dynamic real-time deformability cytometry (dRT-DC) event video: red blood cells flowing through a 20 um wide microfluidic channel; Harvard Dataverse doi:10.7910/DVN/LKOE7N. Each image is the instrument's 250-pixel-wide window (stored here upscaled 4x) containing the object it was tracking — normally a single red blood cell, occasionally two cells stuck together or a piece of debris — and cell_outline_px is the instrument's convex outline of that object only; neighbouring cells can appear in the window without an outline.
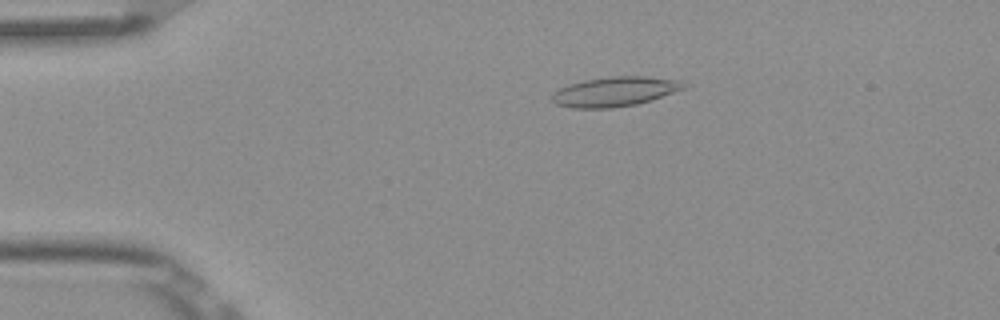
{"species": "Egyptian fruit bat (a non-hibernating species)", "species_latin": "Rousettus aegyptiacus", "temperature_condition": "room temperature", "stored_images_in_passage": 7, "camera_frame_rate_fps": 3000, "um_per_image_px": 0.085, "frame": {"image": 1, "passage_image": 4, "time_ms": 1.0, "image_size_px": [1000, 320], "cell_outline_px": [[688, 84], [684, 88], [652, 100], [636, 104], [612, 108], [572, 108], [556, 104], [552, 100], [552, 92], [568, 84], [584, 80], [608, 76], [644, 76], [680, 80]], "centroid_in_image_um": [52.25, 7.78], "position_along_channel_um": 32.8, "area_um2": 22.83}}
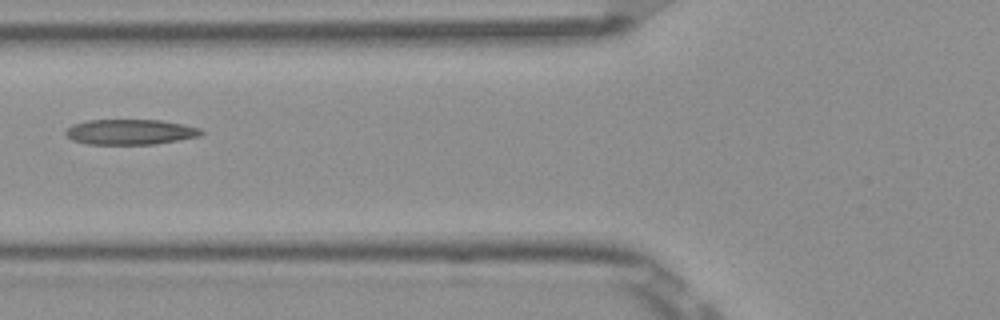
{"frame": {"image": 2, "passage_image": 6, "time_ms": 1.667, "image_size_px": [1000, 320], "cell_outline_px": [[204, 132], [200, 136], [156, 144], [88, 144], [72, 140], [64, 132], [72, 124], [88, 120], [160, 120], [184, 124], [200, 128]], "centroid_in_image_um": [11.08, 11.21], "position_along_channel_um": 114.7, "area_um2": 20.0}}
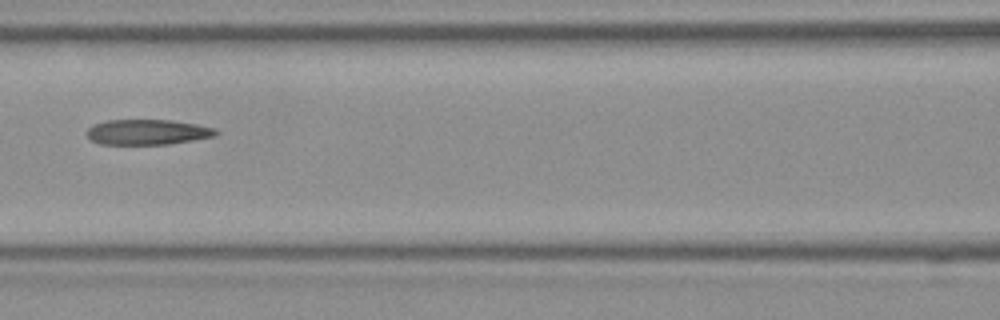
{"frame": {"image": 3, "passage_image": 7, "time_ms": 2.0, "image_size_px": [1000, 320], "cell_outline_px": [[220, 132], [216, 136], [168, 144], [100, 144], [92, 140], [84, 132], [92, 124], [108, 120], [172, 120], [196, 124], [216, 128]], "centroid_in_image_um": [12.54, 11.22], "position_along_channel_um": 154.1, "area_um2": 19.13}}